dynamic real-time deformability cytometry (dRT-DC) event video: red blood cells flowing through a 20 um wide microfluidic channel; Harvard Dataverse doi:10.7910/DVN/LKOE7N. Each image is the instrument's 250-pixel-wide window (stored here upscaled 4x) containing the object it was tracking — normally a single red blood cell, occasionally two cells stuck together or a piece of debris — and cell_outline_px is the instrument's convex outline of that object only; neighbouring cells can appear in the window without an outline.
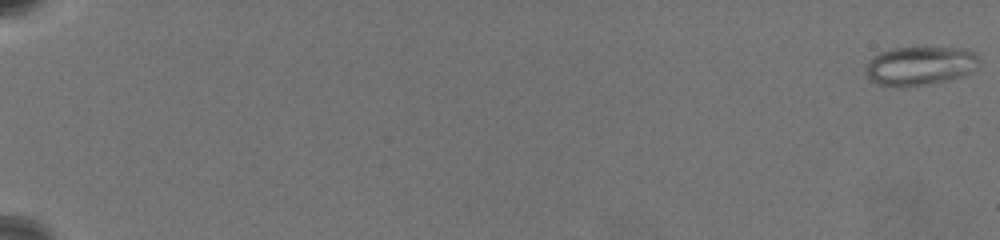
{"species": "common noctule bat (a hibernating species)", "species_latin": "Nyctalus noctula", "temperature_condition": "warm", "stored_images_in_passage": 64, "camera_frame_rate_fps": 3000, "um_per_image_px": 0.085, "animal": {"sex": "female", "body_mass_g": 19.5, "forearm_length_mm": 54.1}, "frame": {"image": 1, "passage_image": 1, "time_ms": 0.0, "image_size_px": [1000, 240], "cell_outline_px": [[980, 60], [968, 72], [960, 76], [944, 80], [904, 88], [880, 84], [868, 80], [864, 68], [868, 60], [880, 52], [892, 48], [968, 48]], "centroid_in_image_um": [78.1, 5.59], "position_along_channel_um": 6.9, "area_um2": 25.37}}
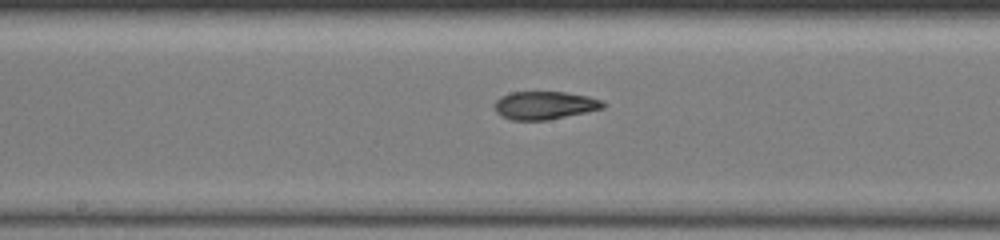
{"frame": {"image": 2, "passage_image": 38, "time_ms": 12.333, "image_size_px": [1000, 240], "cell_outline_px": [[604, 108], [548, 120], [512, 120], [500, 116], [496, 112], [496, 100], [500, 96], [512, 92], [564, 92], [588, 96], [600, 100], [604, 104]], "centroid_in_image_um": [46.26, 8.95], "position_along_channel_um": 201.9, "area_um2": 17.57}}
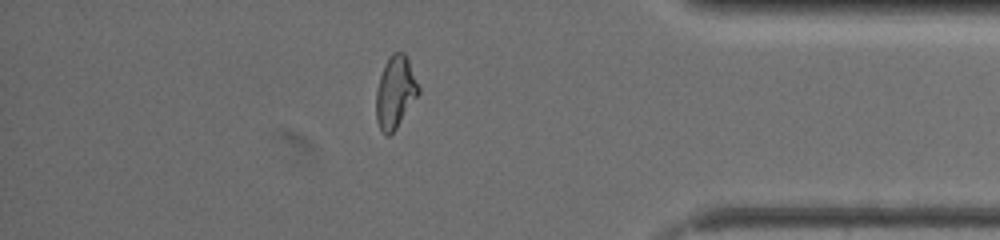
{"frame": {"image": 3, "passage_image": 57, "time_ms": 18.667, "image_size_px": [1000, 240], "cell_outline_px": [[420, 92], [396, 128], [388, 136], [384, 136], [376, 120], [376, 92], [380, 76], [384, 64], [392, 52], [404, 52], [408, 60], [420, 88]], "centroid_in_image_um": [33.59, 7.83], "position_along_channel_um": 401.6, "area_um2": 17.69}, "authors_computed_cell_mechanics": {"area_um2": 18.3226, "velocity_mm_per_s": 3.4827, "shape_relaxation_time_tau1_ms": 9.5633, "shape_relaxation_time_tau2_ms": 2.5301, "deformation_change_tau1": 0.2689, "deformation_change_tau2": 0.0919}}